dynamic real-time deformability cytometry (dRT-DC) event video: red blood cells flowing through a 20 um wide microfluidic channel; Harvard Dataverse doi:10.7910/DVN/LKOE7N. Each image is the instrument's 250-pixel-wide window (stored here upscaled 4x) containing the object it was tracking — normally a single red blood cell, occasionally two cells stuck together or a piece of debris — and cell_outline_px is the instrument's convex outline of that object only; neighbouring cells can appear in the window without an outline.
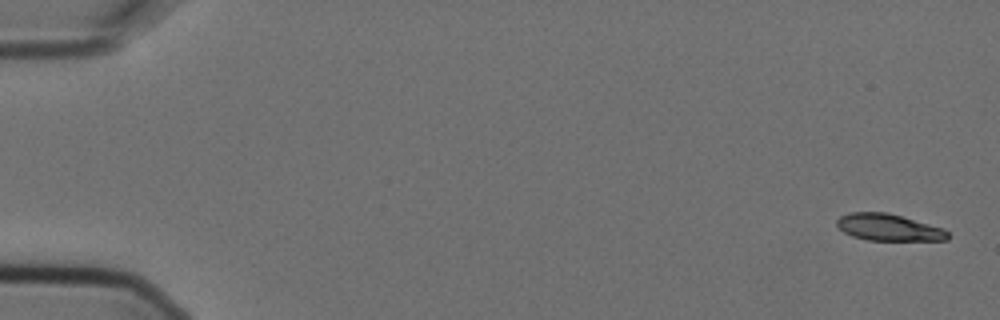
{"species": "Egyptian fruit bat (a non-hibernating species)", "species_latin": "Rousettus aegyptiacus", "temperature_condition": "cold", "stored_images_in_passage": 4, "camera_frame_rate_fps": 3000, "um_per_image_px": 0.085, "animal": {"sex": "female"}, "frame": {"image": 1, "passage_image": 1, "time_ms": 0.0, "image_size_px": [1000, 320], "cell_outline_px": [[948, 240], [868, 240], [852, 236], [844, 232], [836, 224], [836, 220], [840, 216], [848, 212], [888, 212], [944, 228], [948, 232]], "centroid_in_image_um": [75.52, 19.32], "position_along_channel_um": 9.5, "area_um2": 17.34}}
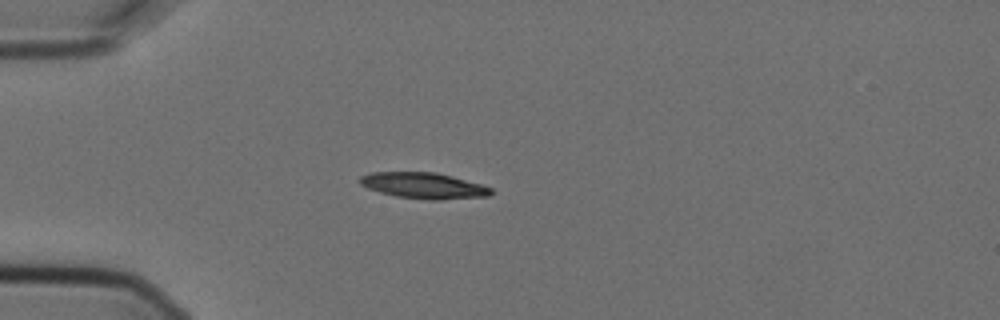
{"frame": {"image": 2, "passage_image": 4, "time_ms": 1.0, "image_size_px": [1000, 320], "cell_outline_px": [[492, 192], [488, 196], [440, 200], [428, 200], [396, 196], [380, 192], [368, 188], [360, 184], [360, 176], [372, 172], [436, 172], [452, 176], [480, 184], [492, 188]], "centroid_in_image_um": [36.01, 15.77], "position_along_channel_um": 49.0, "area_um2": 19.77}}